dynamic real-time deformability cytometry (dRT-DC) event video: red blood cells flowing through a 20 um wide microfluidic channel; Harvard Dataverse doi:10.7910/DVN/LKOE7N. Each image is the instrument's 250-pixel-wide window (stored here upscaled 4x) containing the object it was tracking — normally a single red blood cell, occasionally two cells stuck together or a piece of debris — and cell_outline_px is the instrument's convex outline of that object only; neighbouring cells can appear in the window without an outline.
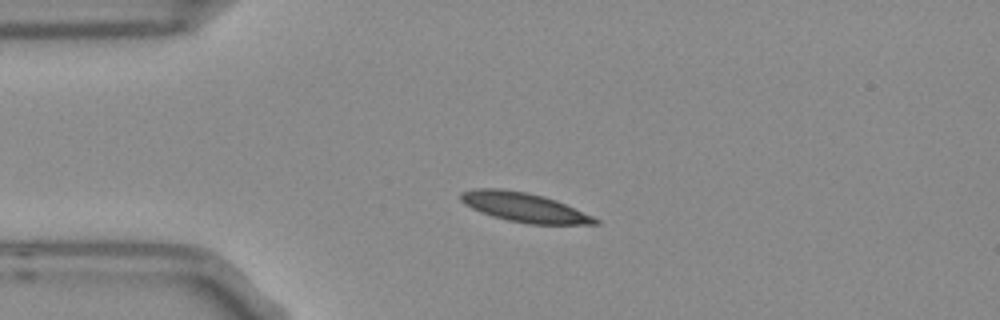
{"species": "Egyptian fruit bat (a non-hibernating species)", "species_latin": "Rousettus aegyptiacus", "temperature_condition": "room temperature", "stored_images_in_passage": 2, "camera_frame_rate_fps": 3000, "um_per_image_px": 0.085, "frame": {"image": 1, "passage_image": 1, "time_ms": 0.0, "image_size_px": [1000, 320], "cell_outline_px": [[600, 224], [528, 224], [508, 220], [492, 216], [480, 212], [464, 204], [460, 200], [460, 192], [472, 188], [500, 188], [528, 192], [544, 196], [556, 200], [592, 216], [600, 220]], "centroid_in_image_um": [44.51, 17.61], "position_along_channel_um": 40.5, "area_um2": 23.0}}